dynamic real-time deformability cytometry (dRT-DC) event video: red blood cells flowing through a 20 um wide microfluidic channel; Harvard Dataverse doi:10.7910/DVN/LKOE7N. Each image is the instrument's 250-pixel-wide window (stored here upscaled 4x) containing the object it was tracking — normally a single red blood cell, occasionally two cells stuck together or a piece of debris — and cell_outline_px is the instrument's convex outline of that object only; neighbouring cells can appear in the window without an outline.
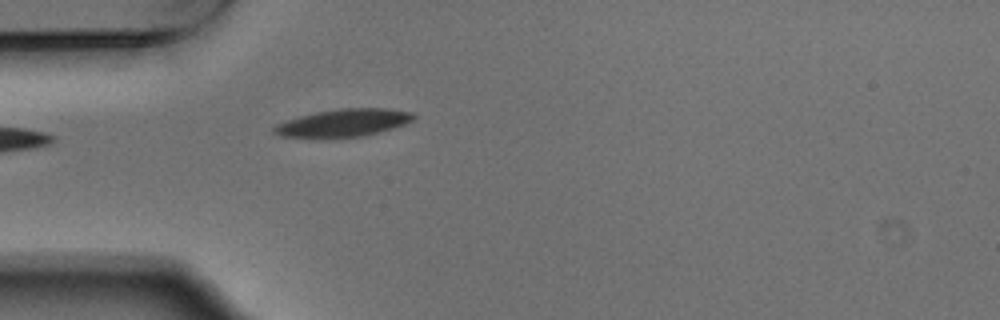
{"species": "Egyptian fruit bat (a non-hibernating species)", "species_latin": "Rousettus aegyptiacus", "temperature_condition": "warm", "stored_images_in_passage": 5, "camera_frame_rate_fps": 3000, "um_per_image_px": 0.085, "animal": {"sex": "male"}, "frame": {"image": 1, "passage_image": 5, "time_ms": 1.333, "image_size_px": [1000, 320], "cell_outline_px": [[416, 116], [412, 120], [404, 124], [392, 128], [364, 136], [280, 136], [272, 132], [272, 128], [276, 124], [300, 116], [316, 112], [340, 108], [388, 108], [412, 112]], "centroid_in_image_um": [29.23, 10.41], "position_along_channel_um": 55.8, "area_um2": 21.85}}